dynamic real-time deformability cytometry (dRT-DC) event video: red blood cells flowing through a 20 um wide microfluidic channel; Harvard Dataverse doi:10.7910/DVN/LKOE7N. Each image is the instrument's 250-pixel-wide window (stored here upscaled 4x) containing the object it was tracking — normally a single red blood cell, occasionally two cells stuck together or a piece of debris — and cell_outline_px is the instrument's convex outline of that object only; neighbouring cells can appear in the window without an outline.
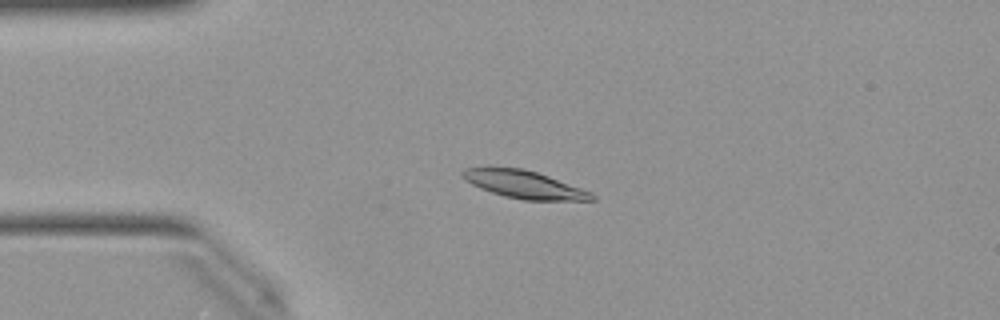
{"species": "Egyptian fruit bat (a non-hibernating species)", "species_latin": "Rousettus aegyptiacus", "temperature_condition": "warm", "stored_images_in_passage": 49, "camera_frame_rate_fps": 3000, "um_per_image_px": 0.085, "animal": {"sex": "female"}, "frame": {"image": 1, "passage_image": 10, "time_ms": 3.0, "image_size_px": [1000, 320], "cell_outline_px": [[596, 200], [524, 200], [504, 196], [480, 188], [464, 180], [460, 172], [464, 168], [488, 164], [524, 168], [548, 176], [592, 192], [596, 196]], "centroid_in_image_um": [44.45, 15.63], "position_along_channel_um": 40.6, "area_um2": 21.5}}
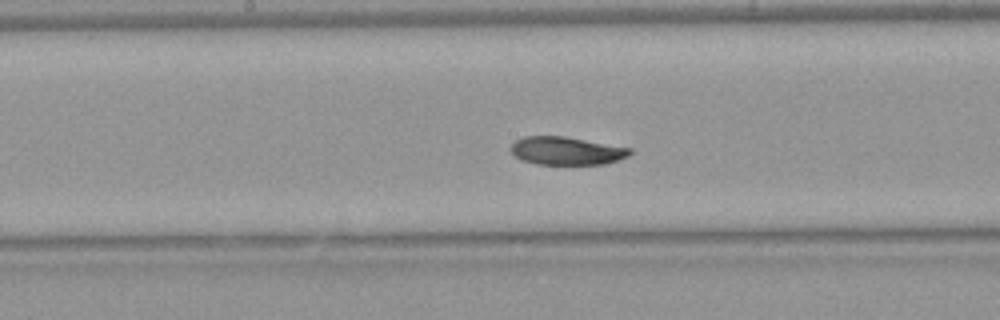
{"frame": {"image": 2, "passage_image": 24, "time_ms": 7.667, "image_size_px": [1000, 320], "cell_outline_px": [[632, 152], [628, 156], [604, 164], [536, 164], [520, 160], [508, 148], [516, 140], [524, 136], [564, 136], [632, 148]], "centroid_in_image_um": [48.12, 12.81], "position_along_channel_um": 200.1, "area_um2": 19.48}}
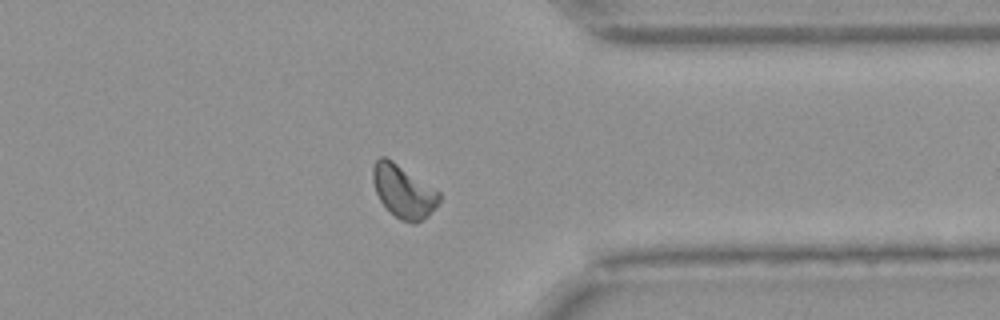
{"frame": {"image": 3, "passage_image": 38, "time_ms": 12.333, "image_size_px": [1000, 320], "cell_outline_px": [[440, 200], [428, 216], [416, 224], [412, 224], [400, 220], [380, 200], [376, 192], [372, 180], [372, 168], [376, 160], [380, 156], [384, 156], [392, 160], [440, 192]], "centroid_in_image_um": [34.28, 16.27], "position_along_channel_um": 377.1, "area_um2": 20.23}, "authors_computed_cell_mechanics": {"area_um2": 20.4034, "velocity_mm_per_s": 3.9671, "shape_relaxation_time_tau1_ms": 4.9111, "shape_relaxation_time_tau2_ms": null, "deformation_change_tau1": 0.1157, "deformation_change_tau2": null}}